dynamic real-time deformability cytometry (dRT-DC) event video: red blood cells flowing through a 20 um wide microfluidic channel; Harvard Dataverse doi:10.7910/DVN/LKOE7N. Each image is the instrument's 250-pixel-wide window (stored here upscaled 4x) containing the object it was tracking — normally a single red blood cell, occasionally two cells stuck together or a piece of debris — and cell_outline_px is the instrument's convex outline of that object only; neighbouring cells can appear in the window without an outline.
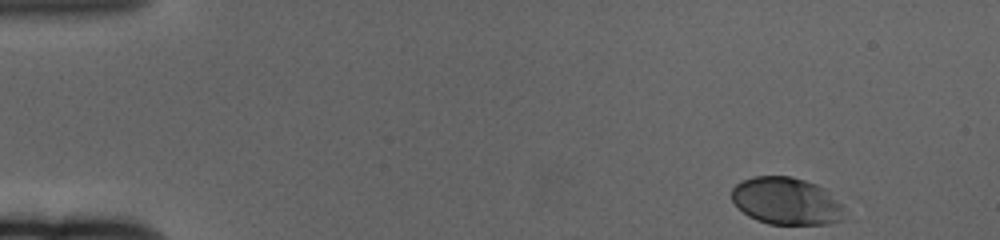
{"species": "human", "species_latin": "Homo sapiens", "temperature_condition": "cold", "stored_images_in_passage": 57, "camera_frame_rate_fps": 3000, "um_per_image_px": 0.085, "donor": {"sex": "female"}, "frame": {"image": 1, "passage_image": 1, "time_ms": 0.0, "image_size_px": [1000, 240], "cell_outline_px": [[848, 216], [844, 220], [828, 224], [768, 224], [756, 220], [748, 216], [732, 200], [732, 188], [736, 184], [752, 176], [792, 176], [816, 184], [824, 188], [844, 208]], "centroid_in_image_um": [66.87, 17.1], "position_along_channel_um": 18.1, "area_um2": 31.21}}
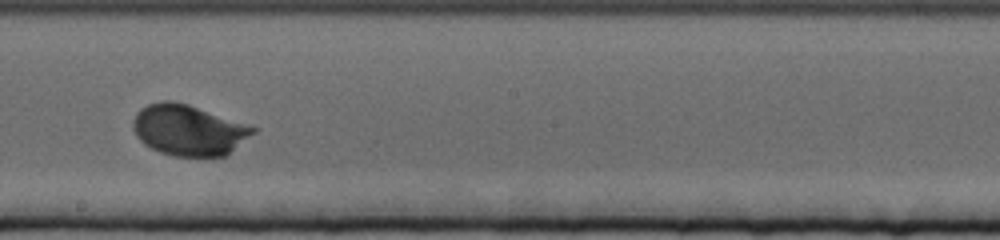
{"frame": {"image": 2, "passage_image": 31, "time_ms": 10.0, "image_size_px": [1000, 240], "cell_outline_px": [[260, 128], [256, 132], [224, 156], [176, 156], [160, 152], [144, 144], [136, 136], [132, 128], [132, 120], [136, 112], [140, 108], [148, 104], [160, 100], [172, 100], [188, 104]], "centroid_in_image_um": [16.01, 11.04], "position_along_channel_um": 232.2, "area_um2": 35.66}}
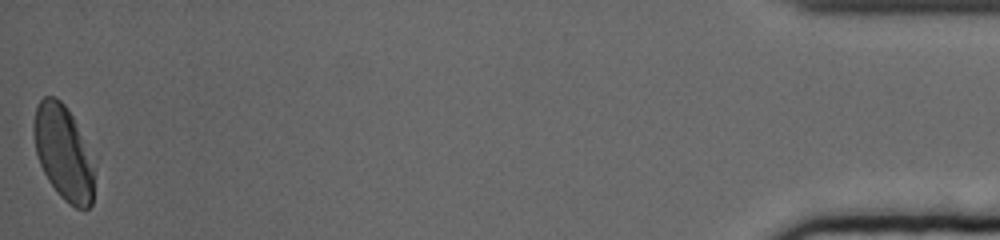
{"frame": {"image": 3, "passage_image": 57, "time_ms": 18.667, "image_size_px": [1000, 240], "cell_outline_px": [[92, 204], [88, 208], [76, 208], [68, 204], [56, 192], [48, 180], [40, 164], [36, 152], [32, 128], [32, 124], [36, 108], [40, 100], [44, 96], [56, 96], [64, 104], [72, 116], [92, 168]], "centroid_in_image_um": [5.3, 12.97], "position_along_channel_um": 429.9, "area_um2": 32.19}, "authors_computed_cell_mechanics": {"area_um2": 32.7726, "velocity_mm_per_s": 3.2759, "shape_relaxation_time_tau1_ms": 2.5394, "shape_relaxation_time_tau2_ms": null, "deformation_change_tau1": 0.1286, "deformation_change_tau2": null}}